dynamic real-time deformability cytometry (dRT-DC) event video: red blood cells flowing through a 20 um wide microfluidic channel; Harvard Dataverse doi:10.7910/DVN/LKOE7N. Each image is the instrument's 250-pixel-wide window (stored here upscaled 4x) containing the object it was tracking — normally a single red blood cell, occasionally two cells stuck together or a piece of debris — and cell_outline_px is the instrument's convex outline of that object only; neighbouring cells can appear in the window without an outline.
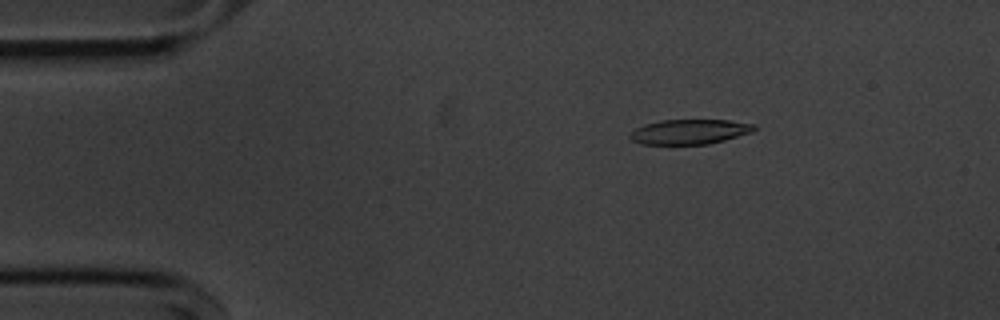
{"species": "common noctule bat (a hibernating species)", "species_latin": "Nyctalus noctula", "temperature_condition": "cold", "stored_images_in_passage": 47, "camera_frame_rate_fps": 3000, "um_per_image_px": 0.085, "animal": {"sex": "male", "body_mass_g": 20.1, "forearm_length_mm": 53.5}, "frame": {"image": 1, "passage_image": 1, "time_ms": 0.0, "image_size_px": [1000, 320], "cell_outline_px": [[756, 128], [752, 132], [724, 140], [708, 144], [644, 144], [632, 140], [628, 136], [636, 128], [644, 124], [660, 120], [728, 120], [756, 124]], "centroid_in_image_um": [58.62, 11.19], "position_along_channel_um": 26.4, "area_um2": 17.92}}
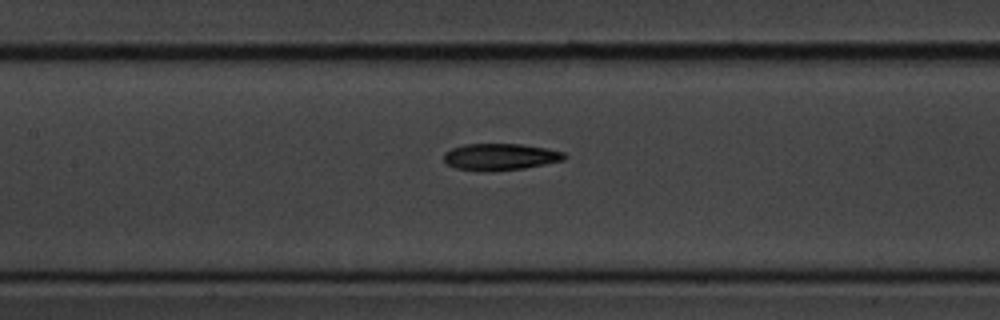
{"frame": {"image": 2, "passage_image": 17, "time_ms": 5.333, "image_size_px": [1000, 320], "cell_outline_px": [[568, 156], [564, 160], [524, 168], [456, 168], [448, 164], [444, 160], [444, 152], [452, 148], [464, 144], [520, 144], [548, 148], [564, 152]], "centroid_in_image_um": [42.59, 13.27], "position_along_channel_um": 164.8, "area_um2": 17.86}}
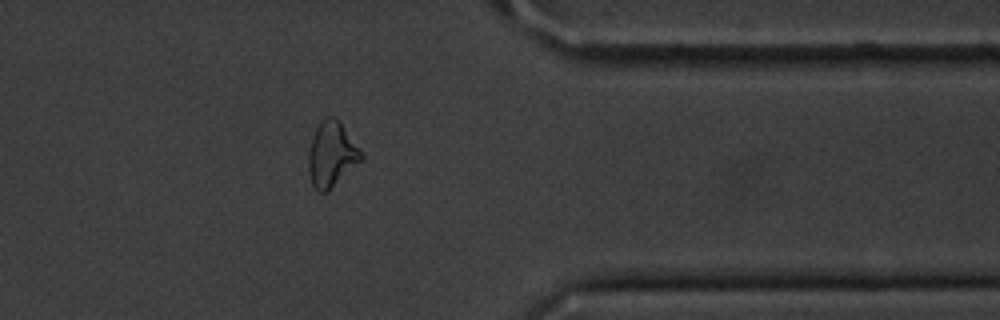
{"frame": {"image": 3, "passage_image": 36, "time_ms": 11.667, "image_size_px": [1000, 320], "cell_outline_px": [[364, 156], [328, 192], [316, 192], [312, 184], [308, 172], [308, 156], [312, 136], [316, 128], [324, 116], [336, 116], [340, 120], [364, 152]], "centroid_in_image_um": [28.19, 13.08], "position_along_channel_um": 383.2, "area_um2": 20.35}, "authors_computed_cell_mechanics": {"area_um2": 19.0162, "velocity_mm_per_s": 3.6527, "shape_relaxation_time_tau1_ms": 8.2168, "shape_relaxation_time_tau2_ms": 3.5758, "deformation_change_tau1": 0.218, "deformation_change_tau2": 0.1201}}